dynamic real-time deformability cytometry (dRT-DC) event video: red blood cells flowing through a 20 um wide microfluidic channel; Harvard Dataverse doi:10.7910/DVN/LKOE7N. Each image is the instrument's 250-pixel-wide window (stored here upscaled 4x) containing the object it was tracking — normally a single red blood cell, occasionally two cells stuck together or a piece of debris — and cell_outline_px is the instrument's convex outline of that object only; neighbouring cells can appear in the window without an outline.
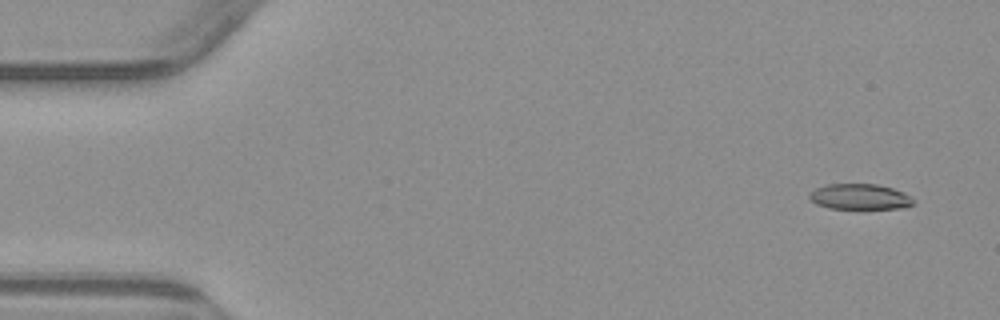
{"species": "common noctule bat (a hibernating species)", "species_latin": "Nyctalus noctula", "temperature_condition": "warm", "stored_images_in_passage": 5, "camera_frame_rate_fps": 3000, "um_per_image_px": 0.085, "animal": {"sex": "male", "body_mass_g": 23.1, "forearm_length_mm": 52.7}, "frame": {"image": 1, "passage_image": 1, "time_ms": 0.0, "image_size_px": [1000, 320], "cell_outline_px": [[916, 204], [904, 208], [828, 208], [816, 204], [808, 196], [816, 188], [828, 184], [876, 184], [892, 188], [904, 192], [912, 196], [916, 200]], "centroid_in_image_um": [73.16, 16.72], "position_along_channel_um": 11.8, "area_um2": 15.55}}
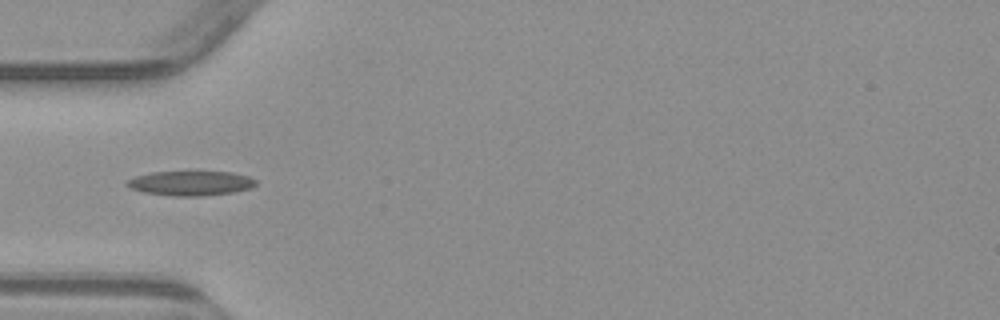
{"frame": {"image": 2, "passage_image": 4, "time_ms": 4.667, "image_size_px": [1000, 320], "cell_outline_px": [[256, 184], [252, 188], [232, 192], [200, 196], [172, 196], [144, 192], [132, 188], [124, 184], [128, 180], [136, 176], [152, 172], [232, 172], [248, 176], [256, 180]], "centroid_in_image_um": [16.22, 15.57], "position_along_channel_um": 68.8, "area_um2": 18.32}}
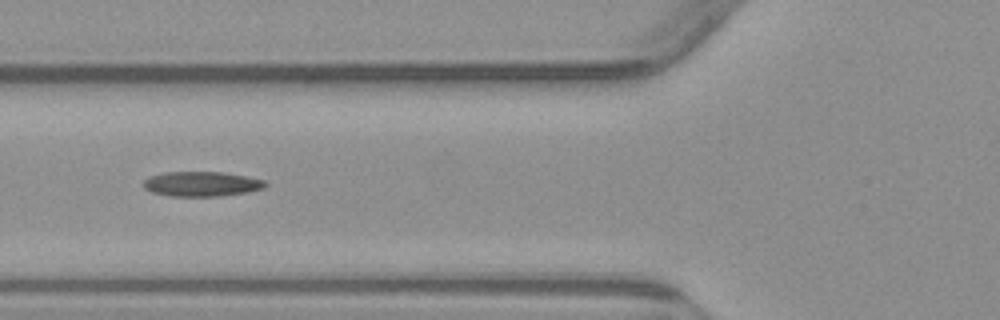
{"frame": {"image": 3, "passage_image": 5, "time_ms": 5.667, "image_size_px": [1000, 320], "cell_outline_px": [[268, 184], [264, 188], [248, 192], [220, 196], [168, 196], [152, 192], [144, 188], [144, 180], [148, 176], [164, 172], [224, 172], [264, 180]], "centroid_in_image_um": [17.12, 15.63], "position_along_channel_um": 108.7, "area_um2": 17.69}}